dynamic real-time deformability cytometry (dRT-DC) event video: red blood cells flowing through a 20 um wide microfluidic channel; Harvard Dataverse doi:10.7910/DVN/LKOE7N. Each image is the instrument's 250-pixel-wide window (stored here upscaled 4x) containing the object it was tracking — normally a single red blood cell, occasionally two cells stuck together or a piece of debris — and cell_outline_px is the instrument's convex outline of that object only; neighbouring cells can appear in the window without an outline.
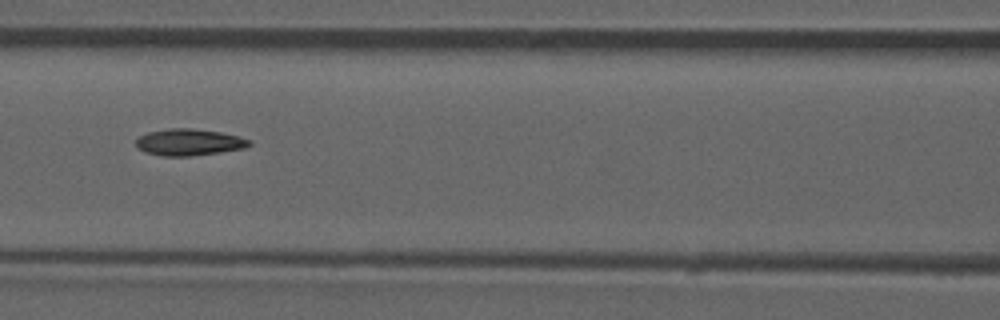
{"species": "common noctule bat (a hibernating species)", "species_latin": "Nyctalus noctula", "temperature_condition": "room temperature", "stored_images_in_passage": 53, "camera_frame_rate_fps": 3000, "um_per_image_px": 0.085, "animal": {"sex": "male", "forearm_length_mm": 52.5}, "frame": {"image": 1, "passage_image": 23, "time_ms": 7.333, "image_size_px": [1000, 320], "cell_outline_px": [[252, 144], [244, 148], [220, 152], [188, 156], [160, 156], [144, 152], [136, 144], [136, 140], [140, 136], [148, 132], [168, 128], [192, 128], [220, 132], [240, 136], [252, 140]], "centroid_in_image_um": [16.09, 12.08], "position_along_channel_um": 150.5, "area_um2": 17.63}, "authors_computed_cell_mechanics": {"area_um2": 17.1666, "velocity_mm_per_s": 3.8695, "shape_relaxation_time_tau1_ms": null, "shape_relaxation_time_tau2_ms": 5.4539, "deformation_change_tau1": null, "deformation_change_tau2": 0.1312}}